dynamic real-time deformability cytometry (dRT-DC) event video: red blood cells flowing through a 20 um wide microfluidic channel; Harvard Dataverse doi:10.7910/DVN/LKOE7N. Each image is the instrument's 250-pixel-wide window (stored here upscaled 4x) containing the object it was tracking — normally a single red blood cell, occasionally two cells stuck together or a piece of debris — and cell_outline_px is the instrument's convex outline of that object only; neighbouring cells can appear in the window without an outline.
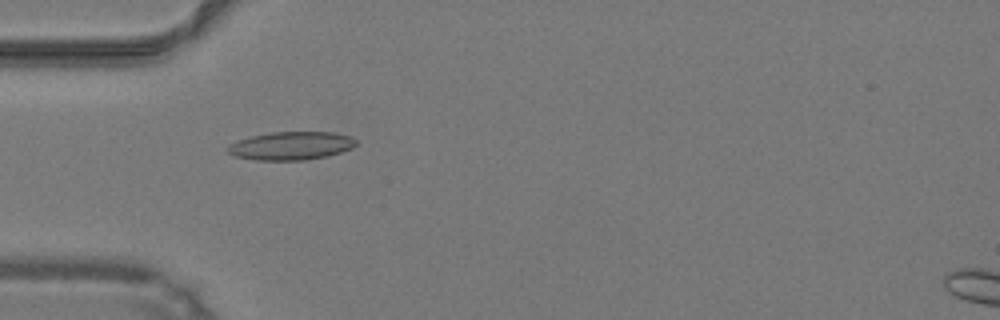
{"species": "common noctule bat (a hibernating species)", "species_latin": "Nyctalus noctula", "temperature_condition": "warm", "stored_images_in_passage": 38, "camera_frame_rate_fps": 3000, "um_per_image_px": 0.085, "animal": {"sex": "male", "body_mass_g": 19.2, "forearm_length_mm": 51.8}, "frame": {"image": 1, "passage_image": 5, "time_ms": 1.333, "image_size_px": [1000, 320], "cell_outline_px": [[356, 144], [352, 148], [328, 156], [304, 160], [256, 160], [232, 156], [224, 148], [236, 140], [268, 132], [336, 132], [348, 136], [356, 140]], "centroid_in_image_um": [24.69, 12.39], "position_along_channel_um": 60.3, "area_um2": 21.27}}
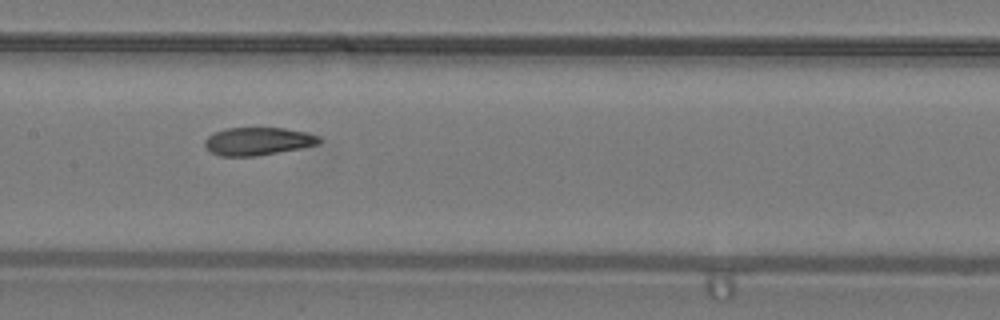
{"frame": {"image": 2, "passage_image": 14, "time_ms": 4.333, "image_size_px": [1000, 320], "cell_outline_px": [[320, 144], [300, 148], [256, 156], [220, 156], [204, 148], [204, 140], [208, 136], [216, 132], [228, 128], [284, 128], [304, 132], [320, 136]], "centroid_in_image_um": [21.9, 12.01], "position_along_channel_um": 185.5, "area_um2": 18.5}}
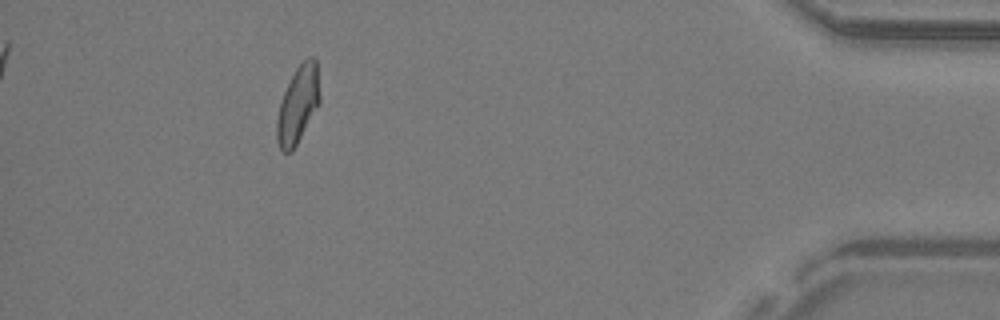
{"frame": {"image": 3, "passage_image": 34, "time_ms": 11.0, "image_size_px": [1000, 320], "cell_outline_px": [[320, 104], [292, 152], [280, 152], [276, 140], [276, 120], [280, 100], [296, 68], [308, 56], [316, 56], [320, 96]], "centroid_in_image_um": [25.32, 8.92], "position_along_channel_um": 409.9, "area_um2": 19.59}, "authors_computed_cell_mechanics": {"area_um2": 19.4786, "velocity_mm_per_s": 4.2507, "shape_relaxation_time_tau1_ms": 4.9917, "shape_relaxation_time_tau2_ms": 1.7321, "deformation_change_tau1": 0.1692, "deformation_change_tau2": 0.0799}}